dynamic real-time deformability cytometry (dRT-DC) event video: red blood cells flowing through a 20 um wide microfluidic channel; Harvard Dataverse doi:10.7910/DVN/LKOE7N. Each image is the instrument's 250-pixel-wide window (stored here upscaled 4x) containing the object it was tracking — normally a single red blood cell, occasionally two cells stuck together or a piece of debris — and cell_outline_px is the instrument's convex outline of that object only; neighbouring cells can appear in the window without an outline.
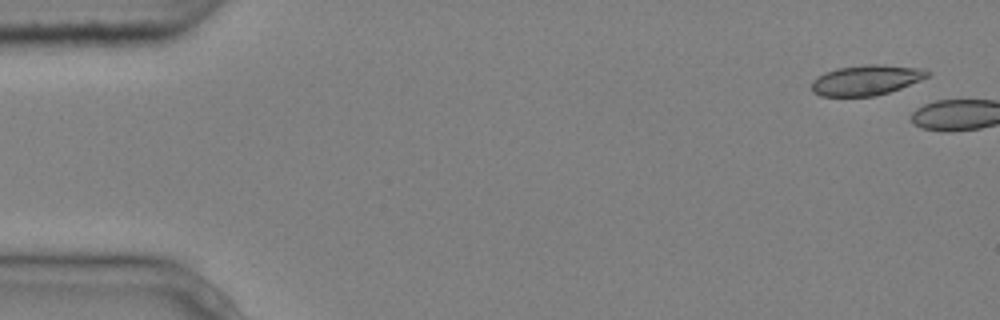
{"species": "common noctule bat (a hibernating species)", "species_latin": "Nyctalus noctula", "temperature_condition": "cold", "stored_images_in_passage": 5, "camera_frame_rate_fps": 3000, "um_per_image_px": 0.085, "animal": {"sex": "male", "body_mass_g": 20.4}, "frame": {"image": 1, "passage_image": 1, "time_ms": 0.0, "image_size_px": [1000, 320], "cell_outline_px": [[932, 72], [928, 76], [920, 80], [900, 88], [876, 96], [820, 96], [812, 92], [812, 80], [816, 76], [824, 72], [836, 68], [864, 64], [880, 64], [924, 68]], "centroid_in_image_um": [73.61, 6.79], "position_along_channel_um": 11.4, "area_um2": 20.63}}
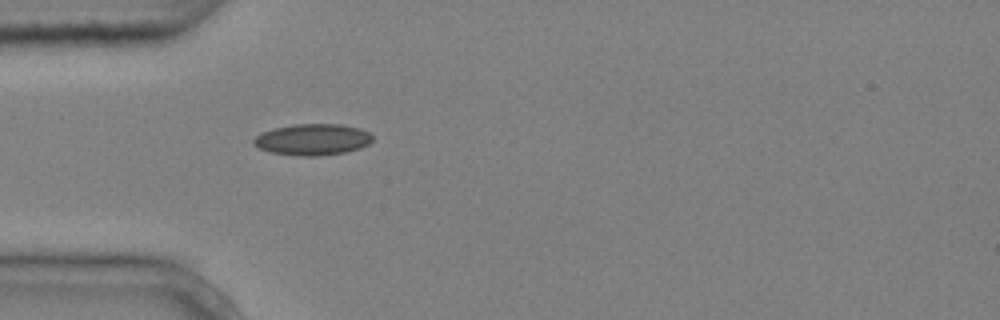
{"frame": {"image": 2, "passage_image": 5, "time_ms": 1.333, "image_size_px": [1000, 320], "cell_outline_px": [[372, 140], [368, 144], [360, 148], [344, 152], [316, 156], [300, 156], [272, 152], [260, 148], [252, 144], [252, 140], [256, 136], [272, 128], [292, 124], [340, 124], [360, 128], [368, 132], [372, 136]], "centroid_in_image_um": [26.56, 11.85], "position_along_channel_um": 58.4, "area_um2": 21.62}}